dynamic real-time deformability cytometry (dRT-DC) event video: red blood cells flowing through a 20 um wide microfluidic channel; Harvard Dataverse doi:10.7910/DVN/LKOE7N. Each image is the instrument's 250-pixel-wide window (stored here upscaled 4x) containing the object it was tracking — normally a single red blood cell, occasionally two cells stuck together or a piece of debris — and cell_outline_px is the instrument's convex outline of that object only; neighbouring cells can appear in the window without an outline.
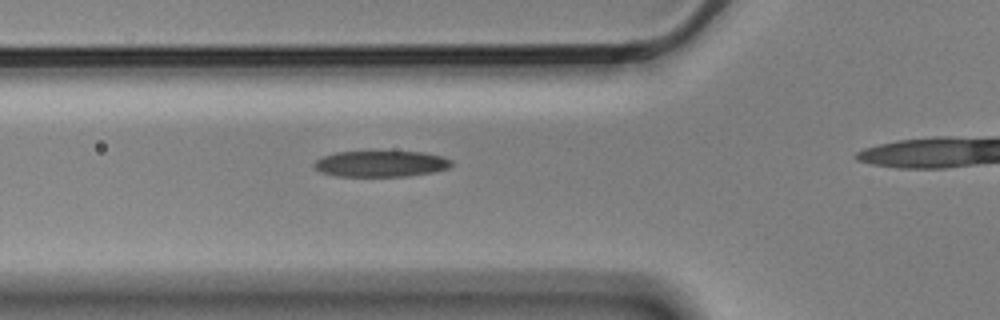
{"species": "Egyptian fruit bat (a non-hibernating species)", "species_latin": "Rousettus aegyptiacus", "temperature_condition": "cold", "stored_images_in_passage": 3, "camera_frame_rate_fps": 3000, "um_per_image_px": 0.085, "animal": {"sex": "male"}, "frame": {"image": 1, "passage_image": 2, "time_ms": 0.333, "image_size_px": [1000, 320], "cell_outline_px": [[452, 164], [448, 168], [432, 172], [408, 176], [336, 176], [320, 172], [312, 164], [320, 156], [336, 152], [424, 152], [444, 156], [452, 160]], "centroid_in_image_um": [32.36, 13.92], "position_along_channel_um": 93.4, "area_um2": 20.92}}